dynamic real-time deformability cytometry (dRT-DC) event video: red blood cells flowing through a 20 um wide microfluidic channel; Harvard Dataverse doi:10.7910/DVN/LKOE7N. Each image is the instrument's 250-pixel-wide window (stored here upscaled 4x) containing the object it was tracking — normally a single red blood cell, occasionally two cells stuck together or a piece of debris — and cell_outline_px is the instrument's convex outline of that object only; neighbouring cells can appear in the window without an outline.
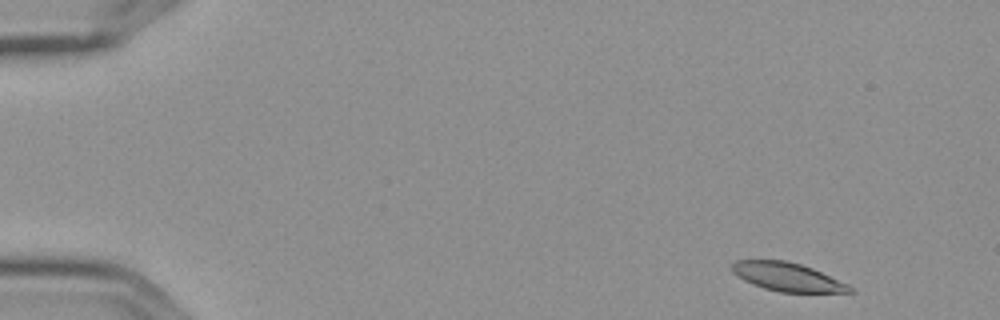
{"species": "Egyptian fruit bat (a non-hibernating species)", "species_latin": "Rousettus aegyptiacus", "temperature_condition": "cold", "stored_images_in_passage": 5, "segment_of_instrument_passage": [1, 2], "camera_frame_rate_fps": 3000, "um_per_image_px": 0.085, "frame": {"image": 1, "passage_image": 1, "time_ms": 0.0, "image_size_px": [1000, 320], "cell_outline_px": [[856, 292], [780, 292], [764, 288], [752, 284], [744, 280], [732, 272], [732, 264], [736, 260], [784, 260], [800, 264], [812, 268], [848, 284]], "centroid_in_image_um": [66.92, 23.54], "position_along_channel_um": 18.1, "area_um2": 19.36}}